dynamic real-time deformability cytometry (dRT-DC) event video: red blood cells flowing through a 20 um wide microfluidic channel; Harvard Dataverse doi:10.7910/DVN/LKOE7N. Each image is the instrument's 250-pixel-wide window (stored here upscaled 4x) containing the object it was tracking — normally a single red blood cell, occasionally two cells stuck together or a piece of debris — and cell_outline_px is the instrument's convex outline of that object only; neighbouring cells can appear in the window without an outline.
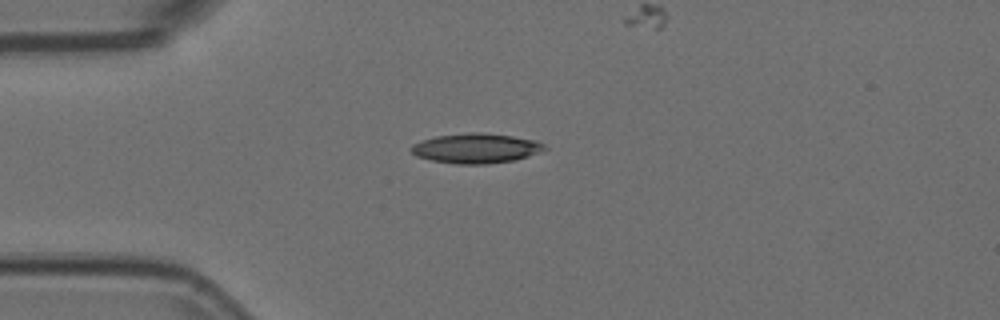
{"species": "Egyptian fruit bat (a non-hibernating species)", "species_latin": "Rousettus aegyptiacus", "temperature_condition": "room temperature", "stored_images_in_passage": 8, "camera_frame_rate_fps": 3000, "um_per_image_px": 0.085, "animal": {"sex": "female"}, "frame": {"image": 1, "passage_image": 1, "time_ms": 0.0, "image_size_px": [1000, 320], "cell_outline_px": [[548, 148], [540, 152], [516, 160], [484, 164], [456, 164], [432, 160], [416, 156], [408, 148], [412, 144], [436, 136], [468, 132], [476, 132], [512, 136], [536, 140], [544, 144]], "centroid_in_image_um": [40.46, 12.6], "position_along_channel_um": 44.5, "area_um2": 23.18}}
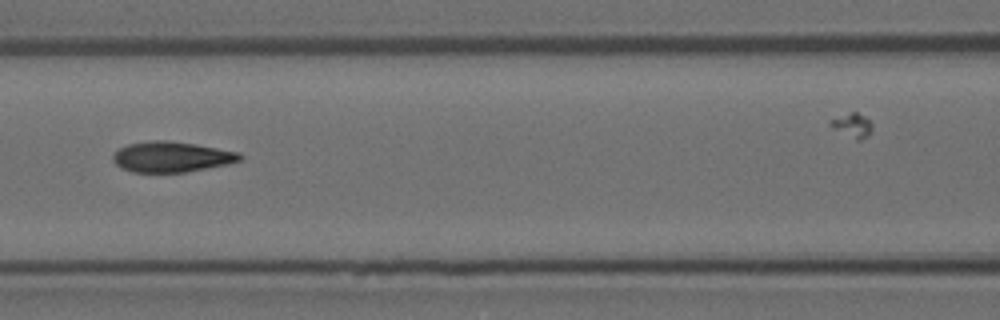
{"frame": {"image": 2, "passage_image": 4, "time_ms": 1.0, "image_size_px": [1000, 320], "cell_outline_px": [[244, 160], [228, 164], [188, 172], [132, 172], [120, 168], [112, 160], [112, 156], [120, 148], [128, 144], [156, 140], [164, 140], [192, 144], [240, 152], [244, 156]], "centroid_in_image_um": [14.61, 13.35], "position_along_channel_um": 152.0, "area_um2": 22.54}}
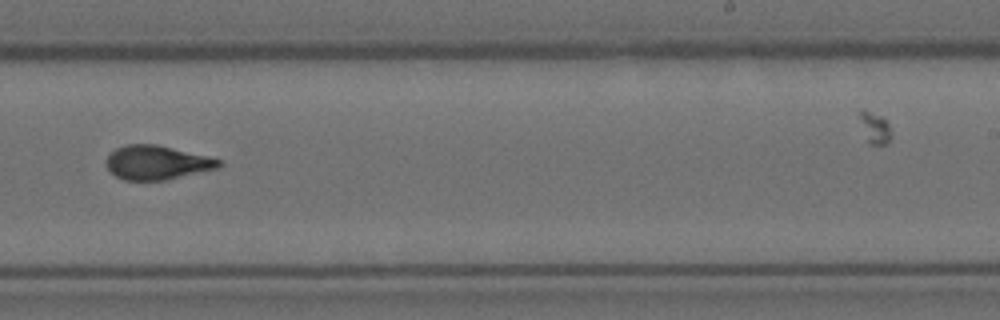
{"frame": {"image": 3, "passage_image": 7, "time_ms": 2.0, "image_size_px": [1000, 320], "cell_outline_px": [[224, 164], [220, 168], [164, 180], [124, 180], [116, 176], [108, 168], [108, 156], [116, 148], [128, 144], [156, 144], [208, 156], [220, 160]], "centroid_in_image_um": [13.39, 13.82], "position_along_channel_um": 275.6, "area_um2": 22.14}}